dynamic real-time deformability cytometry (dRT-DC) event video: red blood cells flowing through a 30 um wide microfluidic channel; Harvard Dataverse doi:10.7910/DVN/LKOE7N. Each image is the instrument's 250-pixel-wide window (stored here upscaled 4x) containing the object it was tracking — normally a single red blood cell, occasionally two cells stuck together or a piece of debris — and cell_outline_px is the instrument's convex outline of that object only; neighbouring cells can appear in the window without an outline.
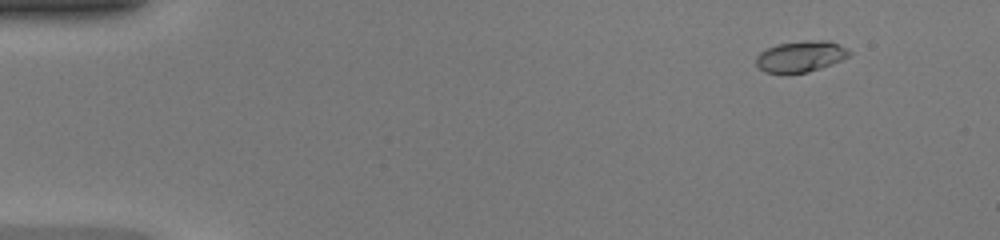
{"species": "common noctule bat (a hibernating species)", "species_latin": "Nyctalus noctula", "temperature_condition": "warm", "stored_images_in_passage": 46, "camera_frame_rate_fps": 3000, "um_per_image_px": 0.085, "animal": {"sex": "female", "body_mass_g": 20.0, "forearm_length_mm": 54.0}, "frame": {"image": 1, "passage_image": 3, "time_ms": 0.667, "image_size_px": [1000, 240], "cell_outline_px": [[852, 52], [848, 56], [832, 64], [808, 72], [764, 72], [756, 64], [756, 56], [760, 52], [776, 44], [804, 40], [828, 40]], "centroid_in_image_um": [68.04, 4.78], "position_along_channel_um": 17.0, "area_um2": 16.59}}
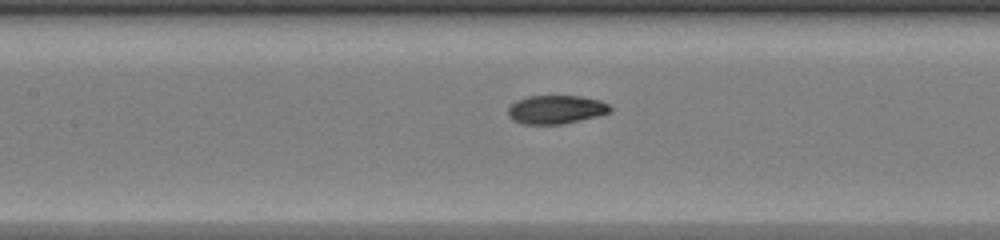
{"frame": {"image": 2, "passage_image": 21, "time_ms": 6.667, "image_size_px": [1000, 240], "cell_outline_px": [[612, 112], [600, 116], [564, 124], [524, 124], [512, 120], [508, 116], [508, 108], [516, 100], [528, 96], [580, 96], [600, 100], [608, 104], [612, 108]], "centroid_in_image_um": [47.29, 9.32], "position_along_channel_um": 160.1, "area_um2": 17.22}}
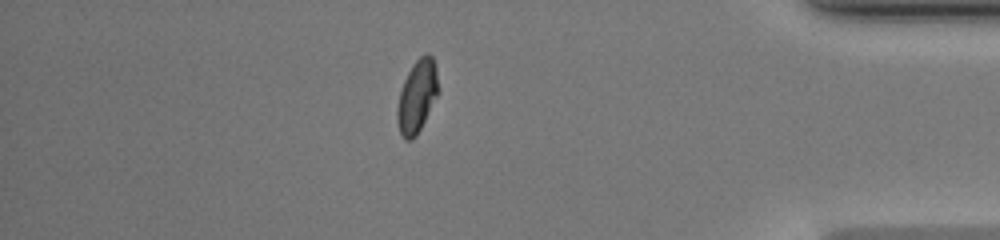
{"frame": {"image": 3, "passage_image": 40, "time_ms": 13.0, "image_size_px": [1000, 240], "cell_outline_px": [[440, 88], [416, 136], [412, 140], [404, 140], [400, 132], [396, 120], [396, 108], [400, 92], [404, 80], [412, 64], [424, 52], [428, 52], [432, 56], [436, 68]], "centroid_in_image_um": [35.44, 8.15], "position_along_channel_um": 399.8, "area_um2": 17.4}, "authors_computed_cell_mechanics": {"area_um2": 16.9932, "velocity_mm_per_s": 4.3291, "shape_relaxation_time_tau1_ms": 6.811, "shape_relaxation_time_tau2_ms": 0.6004, "deformation_change_tau1": 0.2122, "deformation_change_tau2": 0.0388}}